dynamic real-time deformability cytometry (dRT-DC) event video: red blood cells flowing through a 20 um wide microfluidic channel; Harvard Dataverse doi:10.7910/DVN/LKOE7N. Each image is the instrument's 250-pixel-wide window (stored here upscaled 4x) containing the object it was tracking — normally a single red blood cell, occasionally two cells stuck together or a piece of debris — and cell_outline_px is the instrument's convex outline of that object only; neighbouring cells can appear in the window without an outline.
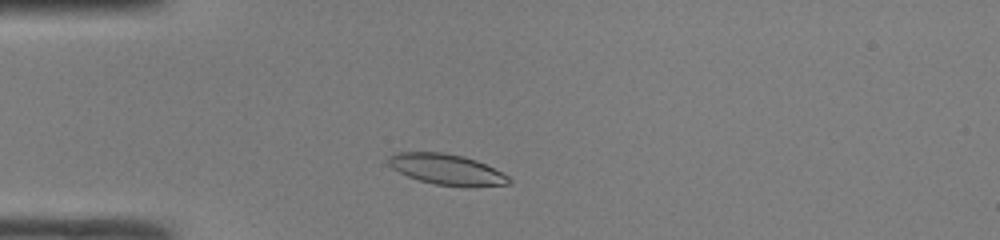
{"species": "common noctule bat (a hibernating species)", "species_latin": "Nyctalus noctula", "temperature_condition": "room temperature", "stored_images_in_passage": 32, "camera_frame_rate_fps": 3000, "um_per_image_px": 0.085, "animal": {"sex": "male", "body_mass_g": 19.0, "forearm_length_mm": 50.8}, "frame": {"image": 1, "passage_image": 1, "time_ms": 0.0, "image_size_px": [1000, 240], "cell_outline_px": [[512, 184], [464, 188], [436, 184], [420, 180], [408, 176], [392, 168], [388, 164], [388, 156], [396, 152], [444, 152], [464, 156], [476, 160], [508, 176], [512, 180]], "centroid_in_image_um": [37.99, 14.41], "position_along_channel_um": 47.0, "area_um2": 21.73}}
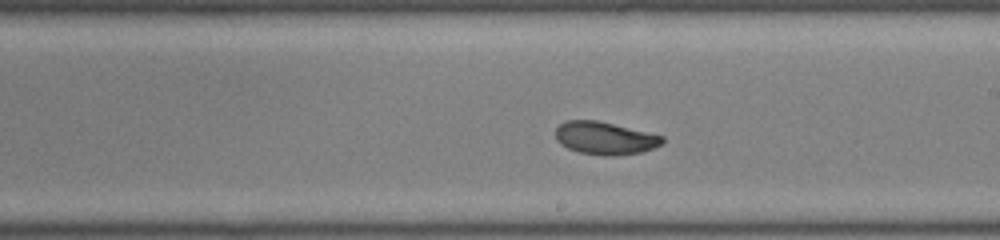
{"frame": {"image": 2, "passage_image": 16, "time_ms": 5.0, "image_size_px": [1000, 240], "cell_outline_px": [[664, 144], [640, 152], [616, 156], [604, 156], [580, 152], [568, 148], [560, 144], [556, 140], [556, 128], [564, 120], [596, 120], [664, 136]], "centroid_in_image_um": [51.41, 11.74], "position_along_channel_um": 237.6, "area_um2": 20.35}}
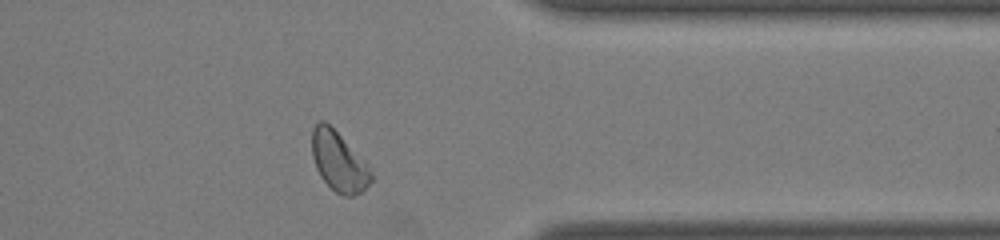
{"frame": {"image": 3, "passage_image": 27, "time_ms": 8.667, "image_size_px": [1000, 240], "cell_outline_px": [[372, 180], [360, 192], [352, 196], [344, 196], [336, 192], [320, 176], [316, 168], [312, 156], [312, 128], [320, 120], [324, 120], [364, 160], [372, 172]], "centroid_in_image_um": [28.77, 13.73], "position_along_channel_um": 382.6, "area_um2": 20.11}, "authors_computed_cell_mechanics": {"area_um2": 20.7502, "velocity_mm_per_s": 4.1793, "shape_relaxation_time_tau1_ms": 2.6373, "shape_relaxation_time_tau2_ms": 1.507, "deformation_change_tau1": 0.104, "deformation_change_tau2": 0.0534}}